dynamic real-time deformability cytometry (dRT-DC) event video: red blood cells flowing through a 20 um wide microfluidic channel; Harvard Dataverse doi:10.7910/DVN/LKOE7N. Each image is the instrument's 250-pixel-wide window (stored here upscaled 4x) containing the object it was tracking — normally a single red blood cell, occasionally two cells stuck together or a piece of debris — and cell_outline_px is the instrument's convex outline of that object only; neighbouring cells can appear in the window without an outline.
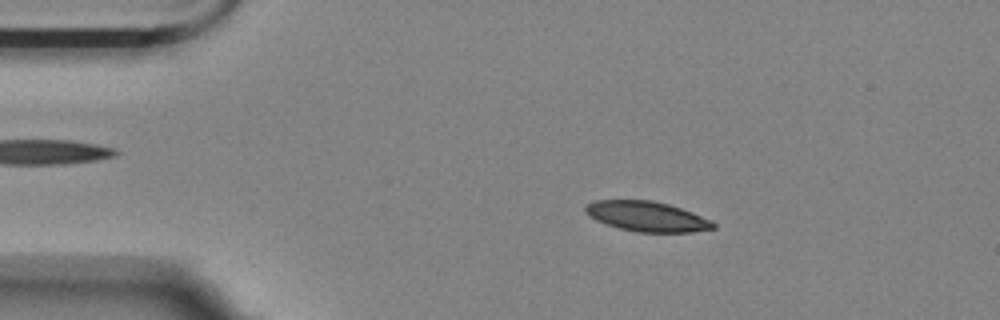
{"species": "Egyptian fruit bat (a non-hibernating species)", "species_latin": "Rousettus aegyptiacus", "temperature_condition": "room temperature", "stored_images_in_passage": 55, "camera_frame_rate_fps": 3000, "um_per_image_px": 0.085, "animal": {"sex": "female"}, "frame": {"image": 1, "passage_image": 9, "time_ms": 2.667, "image_size_px": [1000, 320], "cell_outline_px": [[716, 228], [692, 232], [636, 232], [620, 228], [596, 220], [588, 216], [584, 212], [584, 208], [588, 204], [596, 200], [652, 200], [668, 204], [692, 212], [712, 220], [716, 224]], "centroid_in_image_um": [55.0, 18.4], "position_along_channel_um": 30.0, "area_um2": 22.37}}
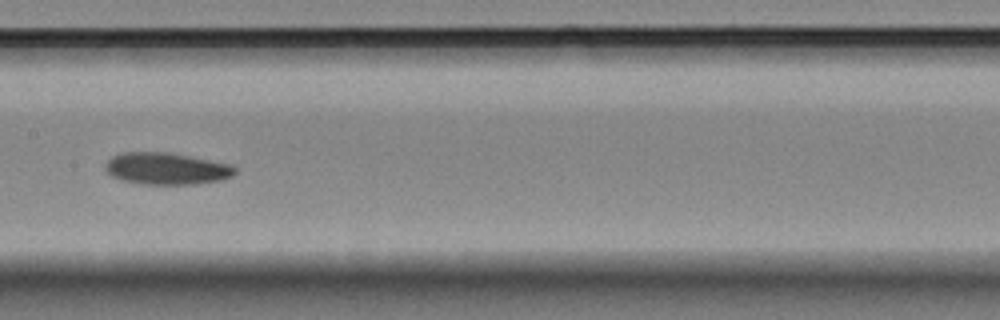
{"frame": {"image": 2, "passage_image": 27, "time_ms": 8.667, "image_size_px": [1000, 320], "cell_outline_px": [[236, 172], [232, 176], [224, 180], [196, 184], [140, 184], [120, 180], [112, 176], [104, 168], [104, 164], [112, 156], [124, 152], [168, 152], [232, 164], [236, 168]], "centroid_in_image_um": [14.16, 14.34], "position_along_channel_um": 193.2, "area_um2": 24.33}}
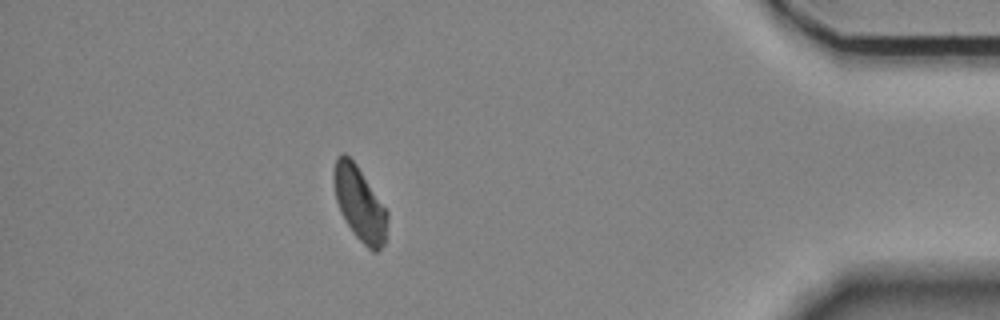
{"frame": {"image": 3, "passage_image": 49, "time_ms": 16.0, "image_size_px": [1000, 320], "cell_outline_px": [[388, 220], [384, 244], [376, 252], [372, 252], [356, 236], [340, 212], [336, 200], [336, 160], [344, 152], [356, 164], [388, 212]], "centroid_in_image_um": [30.62, 17.38], "position_along_channel_um": 404.6, "area_um2": 22.2}, "authors_computed_cell_mechanics": {"area_um2": 23.698, "velocity_mm_per_s": 3.5173, "shape_relaxation_time_tau1_ms": 3.9001, "shape_relaxation_time_tau2_ms": null, "deformation_change_tau1": 0.1069, "deformation_change_tau2": null}}